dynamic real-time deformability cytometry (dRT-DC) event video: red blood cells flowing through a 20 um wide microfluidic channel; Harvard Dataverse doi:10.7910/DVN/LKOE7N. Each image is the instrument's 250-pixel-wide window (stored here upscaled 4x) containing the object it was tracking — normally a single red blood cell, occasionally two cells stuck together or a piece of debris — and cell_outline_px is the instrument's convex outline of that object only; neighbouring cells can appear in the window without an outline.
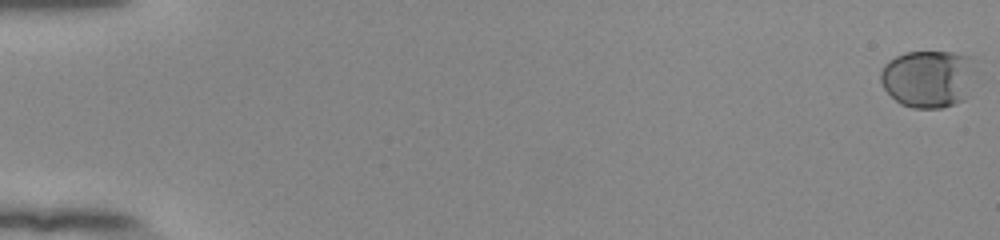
{"species": "human", "species_latin": "Homo sapiens", "temperature_condition": "room temperature", "stored_images_in_passage": 56, "camera_frame_rate_fps": 3000, "um_per_image_px": 0.085, "donor": {"sex": "female"}, "frame": {"image": 1, "passage_image": 1, "time_ms": 0.0, "image_size_px": [1000, 240], "cell_outline_px": [[980, 76], [964, 100], [940, 108], [912, 108], [900, 104], [884, 88], [880, 80], [880, 72], [884, 64], [888, 60], [904, 52], [952, 52], [968, 56]], "centroid_in_image_um": [78.95, 6.69], "position_along_channel_um": 6.0, "area_um2": 32.54}}
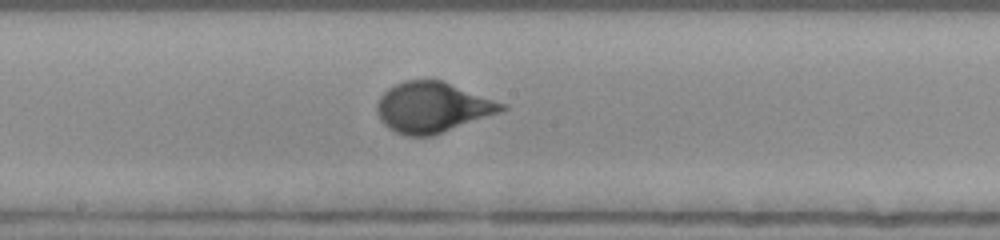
{"frame": {"image": 2, "passage_image": 32, "time_ms": 10.333, "image_size_px": [1000, 240], "cell_outline_px": [[508, 108], [500, 112], [432, 136], [408, 136], [396, 132], [388, 128], [380, 120], [376, 108], [376, 104], [380, 96], [388, 88], [404, 80], [444, 80], [508, 104]], "centroid_in_image_um": [36.78, 9.11], "position_along_channel_um": 211.4, "area_um2": 36.88}}
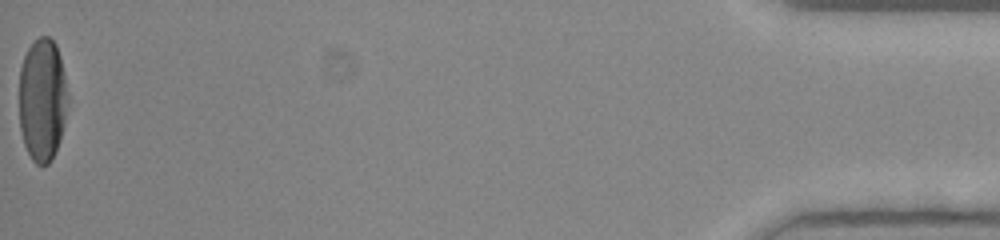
{"frame": {"image": 3, "passage_image": 56, "time_ms": 18.333, "image_size_px": [1000, 240], "cell_outline_px": [[68, 100], [64, 124], [60, 140], [52, 160], [48, 164], [36, 164], [32, 160], [24, 144], [20, 128], [20, 68], [24, 56], [28, 48], [40, 36], [48, 36], [56, 44], [60, 56], [68, 96]], "centroid_in_image_um": [3.61, 8.49], "position_along_channel_um": 431.6, "area_um2": 34.85}, "authors_computed_cell_mechanics": {"area_um2": 34.2754, "velocity_mm_per_s": 3.884, "shape_relaxation_time_tau1_ms": 4.2463, "shape_relaxation_time_tau2_ms": null, "deformation_change_tau1": 0.1979, "deformation_change_tau2": null}}